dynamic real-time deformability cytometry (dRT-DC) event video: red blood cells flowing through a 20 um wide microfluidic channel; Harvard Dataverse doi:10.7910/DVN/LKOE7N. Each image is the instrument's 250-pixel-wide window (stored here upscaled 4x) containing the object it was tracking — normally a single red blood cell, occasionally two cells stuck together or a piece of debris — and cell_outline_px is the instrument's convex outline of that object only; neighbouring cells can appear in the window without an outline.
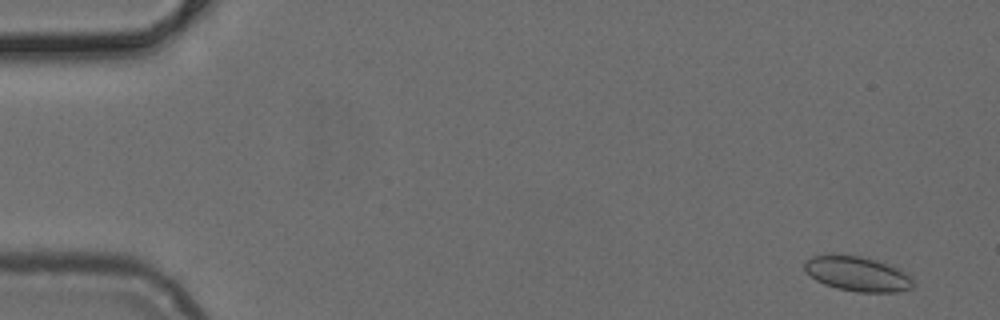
{"species": "common noctule bat (a hibernating species)", "species_latin": "Nyctalus noctula", "temperature_condition": "cold", "stored_images_in_passage": 51, "camera_frame_rate_fps": 3000, "um_per_image_px": 0.085, "animal": {"sex": "female", "body_mass_g": 24.6, "forearm_length_mm": 56.2}, "frame": {"image": 1, "passage_image": 3, "time_ms": 0.667, "image_size_px": [1000, 320], "cell_outline_px": [[916, 284], [912, 288], [896, 292], [856, 292], [836, 288], [824, 284], [816, 280], [804, 268], [804, 260], [812, 256], [828, 252], [836, 252], [860, 256], [876, 260], [900, 268], [912, 276], [916, 280]], "centroid_in_image_um": [72.9, 23.24], "position_along_channel_um": 12.1, "area_um2": 22.83}}
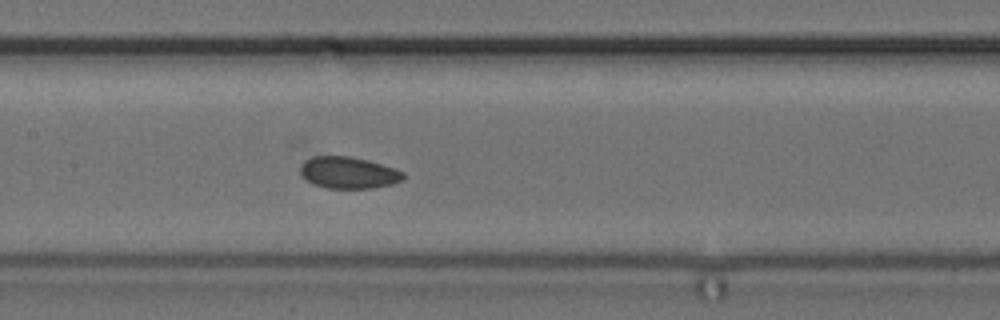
{"frame": {"image": 2, "passage_image": 25, "time_ms": 8.0, "image_size_px": [1000, 320], "cell_outline_px": [[404, 180], [392, 184], [372, 188], [328, 188], [316, 184], [308, 180], [300, 172], [300, 168], [304, 160], [312, 156], [348, 156], [368, 160], [396, 168], [404, 172]], "centroid_in_image_um": [29.66, 14.66], "position_along_channel_um": 177.7, "area_um2": 18.96}}
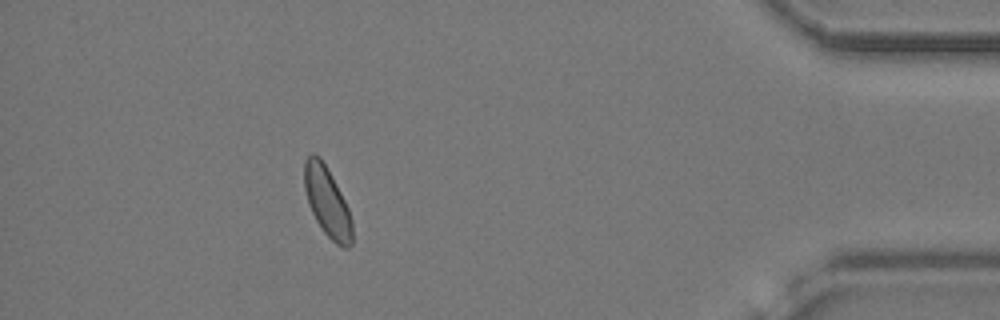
{"frame": {"image": 3, "passage_image": 46, "time_ms": 15.0, "image_size_px": [1000, 320], "cell_outline_px": [[352, 244], [348, 248], [340, 248], [324, 232], [316, 220], [308, 204], [304, 188], [304, 160], [312, 152], [320, 156], [336, 184], [348, 208], [352, 220]], "centroid_in_image_um": [27.8, 17.16], "position_along_channel_um": 407.4, "area_um2": 19.42}}